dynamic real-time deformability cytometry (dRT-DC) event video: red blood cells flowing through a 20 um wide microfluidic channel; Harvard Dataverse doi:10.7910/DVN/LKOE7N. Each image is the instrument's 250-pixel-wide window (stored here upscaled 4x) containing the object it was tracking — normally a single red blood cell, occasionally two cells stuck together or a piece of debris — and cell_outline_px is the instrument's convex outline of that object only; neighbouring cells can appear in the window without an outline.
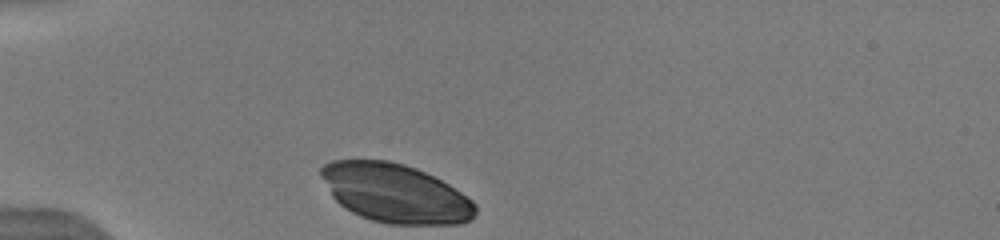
{"species": "human", "species_latin": "Homo sapiens", "temperature_condition": "warm", "stored_images_in_passage": 72, "camera_frame_rate_fps": 3000, "um_per_image_px": 0.085, "donor": {"sex": "male"}, "frame": {"image": 1, "passage_image": 1, "time_ms": 0.0, "image_size_px": [1000, 240], "cell_outline_px": [[476, 216], [472, 220], [460, 224], [388, 224], [372, 220], [360, 216], [344, 208], [332, 196], [320, 176], [320, 168], [324, 164], [332, 160], [388, 160], [404, 164], [416, 168], [448, 184], [472, 200], [476, 204]], "centroid_in_image_um": [33.59, 16.43], "position_along_channel_um": 51.4, "area_um2": 52.94}}